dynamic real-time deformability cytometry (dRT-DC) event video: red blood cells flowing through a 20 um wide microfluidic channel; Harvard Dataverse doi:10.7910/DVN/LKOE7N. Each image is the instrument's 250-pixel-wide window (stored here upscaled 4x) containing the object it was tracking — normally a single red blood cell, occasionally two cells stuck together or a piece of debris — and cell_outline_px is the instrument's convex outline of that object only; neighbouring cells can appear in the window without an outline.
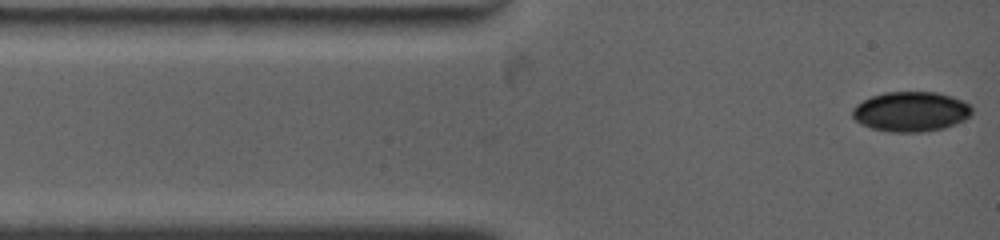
{"species": "common noctule bat (a hibernating species)", "species_latin": "Nyctalus noctula", "temperature_condition": "warm", "stored_images_in_passage": 7, "camera_frame_rate_fps": 4500, "um_per_image_px": 0.085, "animal": {"sex": "female", "body_mass_g": 19.0, "forearm_length_mm": 53.3}, "frame": {"image": 1, "passage_image": 1, "time_ms": 0.0, "image_size_px": [1000, 240], "cell_outline_px": [[972, 112], [964, 120], [944, 128], [920, 132], [888, 132], [872, 128], [860, 124], [852, 116], [852, 108], [856, 104], [872, 96], [884, 92], [936, 92], [952, 96], [964, 100], [972, 104]], "centroid_in_image_um": [77.43, 9.48], "position_along_channel_um": 7.6, "area_um2": 27.98}}
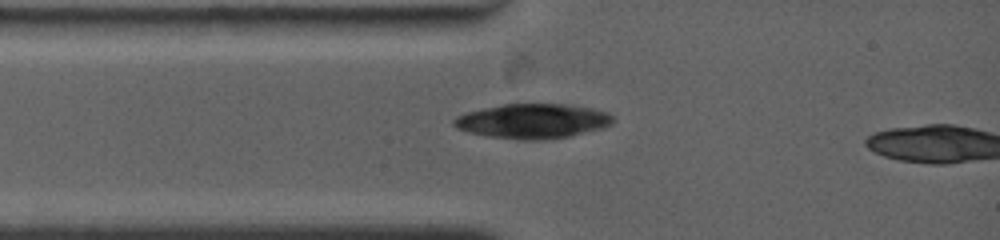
{"frame": {"image": 2, "passage_image": 6, "time_ms": 2.0, "image_size_px": [1000, 240], "cell_outline_px": [[612, 124], [604, 128], [568, 136], [544, 140], [524, 140], [488, 136], [468, 132], [456, 128], [452, 124], [452, 120], [456, 116], [468, 112], [484, 108], [504, 104], [572, 104], [592, 108], [608, 112], [612, 116]], "centroid_in_image_um": [45.29, 10.29], "position_along_channel_um": 39.7, "area_um2": 32.19}}